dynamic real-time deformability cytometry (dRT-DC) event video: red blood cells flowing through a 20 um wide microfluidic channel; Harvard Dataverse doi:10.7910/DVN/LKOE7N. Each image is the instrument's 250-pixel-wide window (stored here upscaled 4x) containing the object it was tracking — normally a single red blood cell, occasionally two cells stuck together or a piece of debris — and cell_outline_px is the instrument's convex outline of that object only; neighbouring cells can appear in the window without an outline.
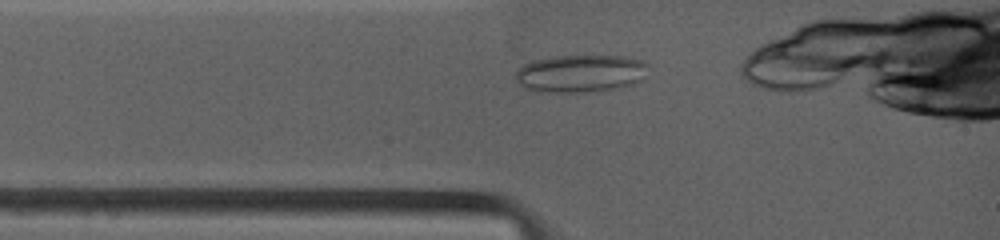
{"species": "common noctule bat (a hibernating species)", "species_latin": "Nyctalus noctula", "temperature_condition": "warm", "stored_images_in_passage": 28, "camera_frame_rate_fps": 4500, "um_per_image_px": 0.085, "animal": {"sex": "female", "body_mass_g": 19.0, "forearm_length_mm": 53.3}, "frame": {"image": 1, "passage_image": 2, "time_ms": 0.222, "image_size_px": [1000, 240], "cell_outline_px": [[648, 64], [640, 80], [632, 84], [612, 88], [584, 92], [556, 92], [528, 88], [520, 84], [512, 76], [524, 64], [536, 60], [556, 56], [624, 56], [644, 60]], "centroid_in_image_um": [49.34, 6.22], "position_along_channel_um": 35.7, "area_um2": 28.44}}
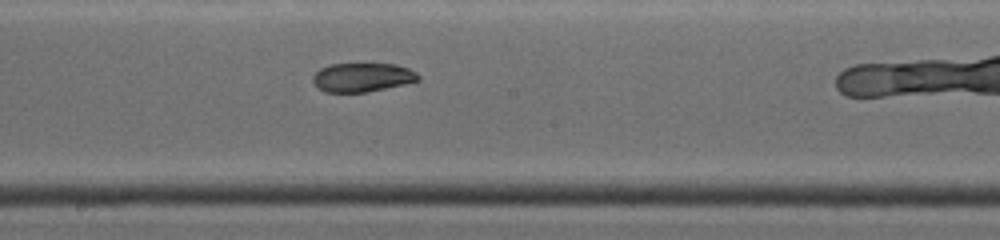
{"frame": {"image": 2, "passage_image": 13, "time_ms": 4.889, "image_size_px": [1000, 240], "cell_outline_px": [[420, 80], [404, 84], [368, 92], [324, 92], [312, 80], [312, 76], [320, 68], [328, 64], [396, 64], [408, 68], [416, 72], [420, 76]], "centroid_in_image_um": [30.8, 6.57], "position_along_channel_um": 217.4, "area_um2": 17.74}}
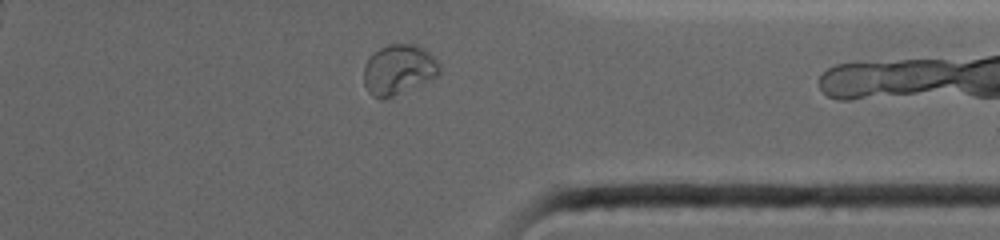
{"frame": {"image": 3, "passage_image": 25, "time_ms": 9.111, "image_size_px": [1000, 240], "cell_outline_px": [[440, 76], [424, 84], [392, 96], [380, 100], [372, 96], [368, 92], [364, 84], [364, 64], [380, 48], [388, 44], [416, 44], [424, 48], [440, 64]], "centroid_in_image_um": [33.91, 5.94], "position_along_channel_um": 377.5, "area_um2": 22.31}, "authors_computed_cell_mechanics": {"area_um2": 19.7387, "velocity_mm_per_s": 3.9252, "shape_relaxation_time_tau1_ms": null, "shape_relaxation_time_tau2_ms": 2.1223, "deformation_change_tau1": null, "deformation_change_tau2": 0.0508}}